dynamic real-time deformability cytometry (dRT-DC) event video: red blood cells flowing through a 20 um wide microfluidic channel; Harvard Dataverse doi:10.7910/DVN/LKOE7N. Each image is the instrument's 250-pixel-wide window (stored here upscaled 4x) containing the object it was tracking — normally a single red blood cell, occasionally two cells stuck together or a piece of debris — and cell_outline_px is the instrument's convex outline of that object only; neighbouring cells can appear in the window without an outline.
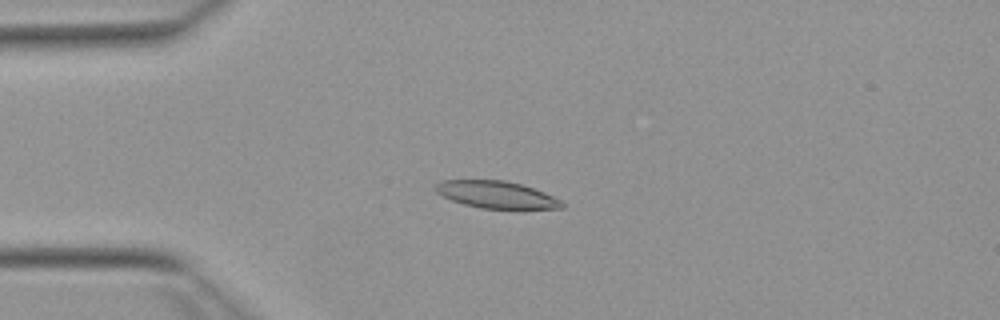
{"species": "Egyptian fruit bat (a non-hibernating species)", "species_latin": "Rousettus aegyptiacus", "temperature_condition": "warm", "stored_images_in_passage": 52, "camera_frame_rate_fps": 3000, "um_per_image_px": 0.085, "animal": {"sex": "female"}, "frame": {"image": 1, "passage_image": 13, "time_ms": 4.0, "image_size_px": [1000, 320], "cell_outline_px": [[564, 208], [480, 208], [464, 204], [452, 200], [436, 192], [432, 188], [440, 180], [504, 180], [520, 184], [544, 192], [560, 200], [564, 204]], "centroid_in_image_um": [42.14, 16.53], "position_along_channel_um": 42.9, "area_um2": 19.71}}
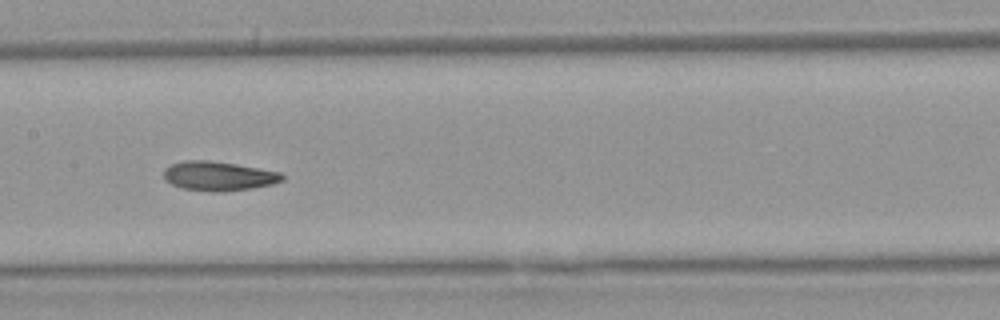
{"frame": {"image": 2, "passage_image": 26, "time_ms": 8.333, "image_size_px": [1000, 320], "cell_outline_px": [[284, 180], [272, 184], [252, 188], [224, 192], [212, 192], [180, 188], [164, 180], [164, 168], [172, 164], [184, 160], [204, 160], [232, 164], [280, 172], [284, 176]], "centroid_in_image_um": [18.54, 14.98], "position_along_channel_um": 188.9, "area_um2": 20.11}}
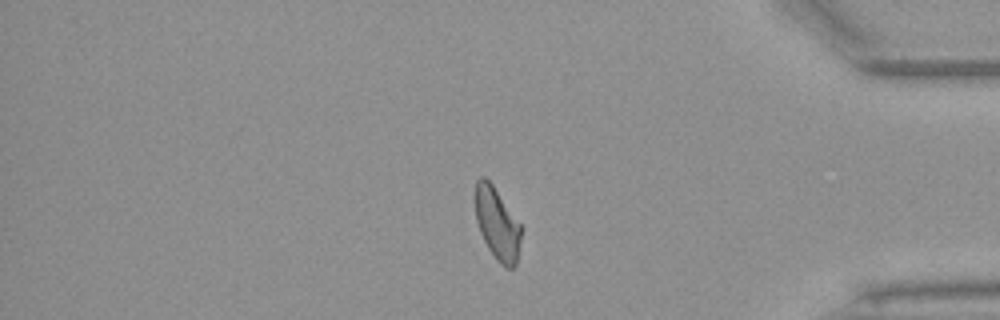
{"frame": {"image": 3, "passage_image": 44, "time_ms": 14.333, "image_size_px": [1000, 320], "cell_outline_px": [[520, 240], [516, 264], [512, 268], [504, 268], [496, 260], [488, 248], [480, 232], [476, 220], [476, 180], [480, 176], [484, 176], [492, 184], [520, 224]], "centroid_in_image_um": [42.25, 19.04], "position_along_channel_um": 393.0, "area_um2": 18.9}, "authors_computed_cell_mechanics": {"area_um2": 20.0566, "velocity_mm_per_s": 3.8828, "shape_relaxation_time_tau1_ms": 5.2647, "shape_relaxation_time_tau2_ms": 4.3002, "deformation_change_tau1": 0.1845, "deformation_change_tau2": 0.1039}}